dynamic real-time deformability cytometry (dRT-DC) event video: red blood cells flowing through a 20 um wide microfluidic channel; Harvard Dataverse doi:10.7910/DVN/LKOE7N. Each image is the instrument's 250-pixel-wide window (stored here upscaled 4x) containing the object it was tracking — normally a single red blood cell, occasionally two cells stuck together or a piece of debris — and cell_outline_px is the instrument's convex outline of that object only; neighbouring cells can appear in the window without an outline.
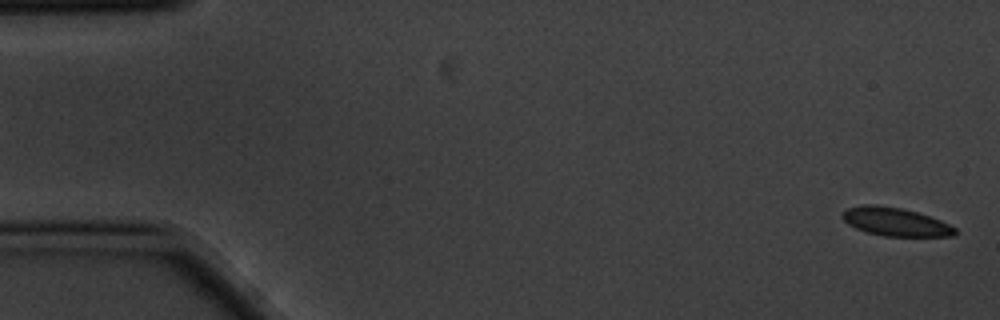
{"species": "common noctule bat (a hibernating species)", "species_latin": "Nyctalus noctula", "temperature_condition": "cold", "stored_images_in_passage": 6, "segment_of_instrument_passage": [2, 2], "camera_frame_rate_fps": 3000, "um_per_image_px": 0.085, "animal": {"sex": "male", "body_mass_g": 20.1, "forearm_length_mm": 53.5}, "frame": {"image": 1, "passage_image": 6, "time_ms": 1.667, "image_size_px": [1000, 320], "cell_outline_px": [[960, 232], [956, 236], [884, 236], [868, 232], [856, 228], [848, 224], [840, 216], [848, 208], [864, 204], [876, 204], [900, 208], [916, 212], [940, 220], [956, 228]], "centroid_in_image_um": [76.13, 18.86], "position_along_channel_um": 8.9, "area_um2": 18.55}}